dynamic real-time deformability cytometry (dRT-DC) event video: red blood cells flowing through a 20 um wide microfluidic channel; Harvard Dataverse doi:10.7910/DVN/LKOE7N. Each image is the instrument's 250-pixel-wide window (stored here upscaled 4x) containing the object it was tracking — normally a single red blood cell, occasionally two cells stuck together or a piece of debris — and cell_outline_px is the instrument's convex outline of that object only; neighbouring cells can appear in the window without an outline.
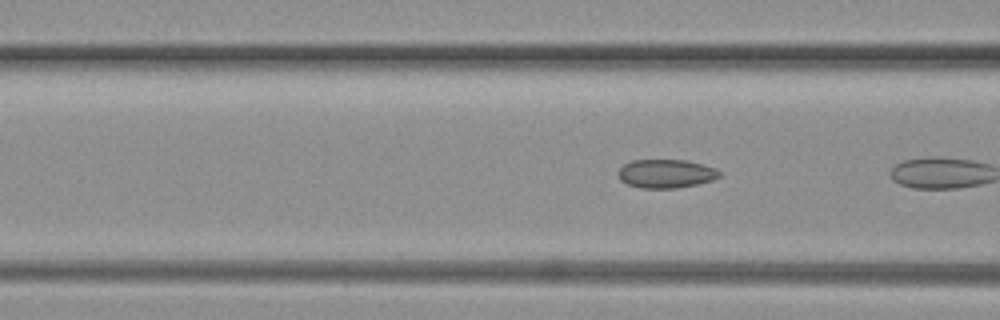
{"species": "common noctule bat (a hibernating species)", "species_latin": "Nyctalus noctula", "temperature_condition": "warm", "stored_images_in_passage": 12, "camera_frame_rate_fps": 3000, "um_per_image_px": 0.085, "animal": {"sex": "female", "body_mass_g": 19.3, "forearm_length_mm": 54.1}, "frame": {"image": 1, "passage_image": 6, "time_ms": 1.667, "image_size_px": [1000, 320], "cell_outline_px": [[720, 176], [712, 180], [696, 184], [676, 188], [640, 188], [628, 184], [620, 180], [616, 172], [624, 164], [632, 160], [688, 160], [716, 168], [720, 172]], "centroid_in_image_um": [56.58, 14.75], "position_along_channel_um": 110.0, "area_um2": 16.94}}